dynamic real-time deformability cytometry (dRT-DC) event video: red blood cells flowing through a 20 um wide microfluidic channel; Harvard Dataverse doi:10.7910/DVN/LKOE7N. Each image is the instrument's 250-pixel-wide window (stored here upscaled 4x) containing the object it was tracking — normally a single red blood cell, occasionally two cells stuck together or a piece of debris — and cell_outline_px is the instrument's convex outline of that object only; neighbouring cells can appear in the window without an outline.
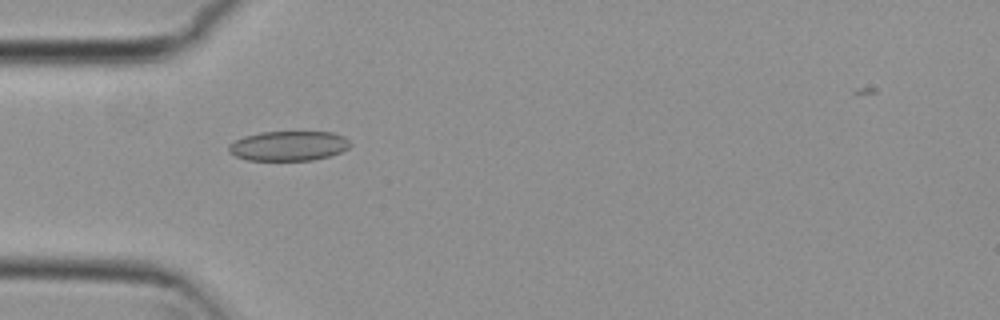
{"species": "common noctule bat (a hibernating species)", "species_latin": "Nyctalus noctula", "temperature_condition": "cold", "stored_images_in_passage": 3, "camera_frame_rate_fps": 3000, "um_per_image_px": 0.085, "animal": {"sex": "female", "body_mass_g": 29.2, "forearm_length_mm": 56.3}, "frame": {"image": 1, "passage_image": 2, "time_ms": 0.333, "image_size_px": [1000, 320], "cell_outline_px": [[352, 144], [348, 148], [340, 152], [328, 156], [312, 160], [248, 160], [236, 156], [228, 152], [228, 144], [244, 136], [260, 132], [332, 132], [344, 136]], "centroid_in_image_um": [24.52, 12.39], "position_along_channel_um": 60.5, "area_um2": 21.04}}
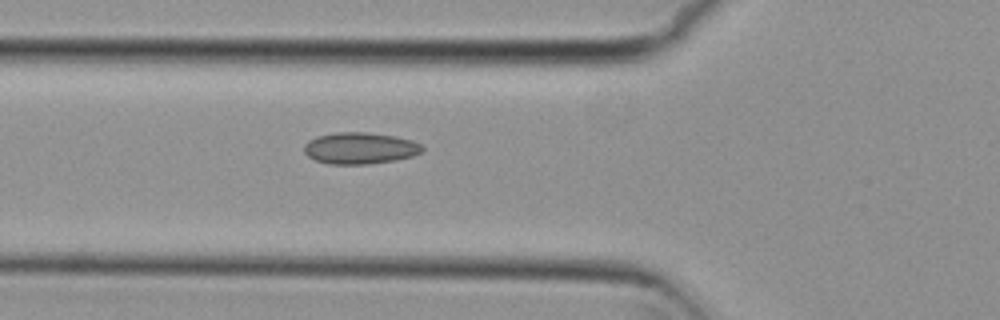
{"frame": {"image": 2, "passage_image": 3, "time_ms": 0.667, "image_size_px": [1000, 320], "cell_outline_px": [[424, 152], [412, 156], [396, 160], [368, 164], [328, 164], [316, 160], [308, 156], [304, 152], [304, 144], [308, 140], [316, 136], [336, 132], [368, 132], [396, 136], [412, 140], [420, 144], [424, 148]], "centroid_in_image_um": [30.61, 12.59], "position_along_channel_um": 95.2, "area_um2": 21.96}}